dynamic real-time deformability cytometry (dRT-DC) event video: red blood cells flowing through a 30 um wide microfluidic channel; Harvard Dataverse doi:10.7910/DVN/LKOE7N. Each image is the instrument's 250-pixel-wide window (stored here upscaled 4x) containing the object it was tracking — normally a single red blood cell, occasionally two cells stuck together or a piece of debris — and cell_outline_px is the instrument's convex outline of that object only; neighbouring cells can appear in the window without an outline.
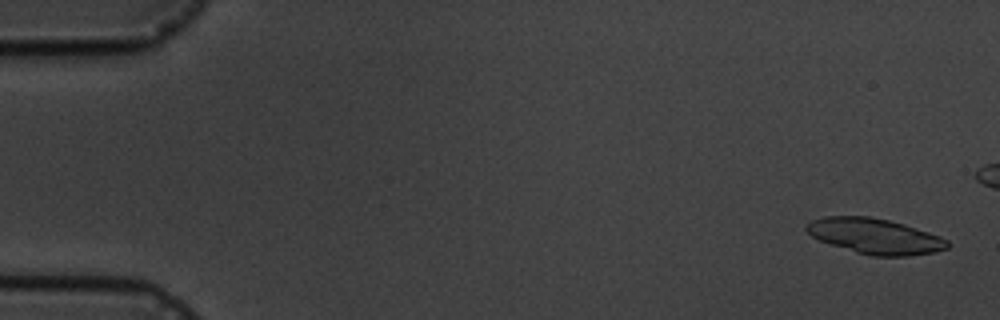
{"species": "common noctule bat (a hibernating species)", "species_latin": "Nyctalus noctula", "temperature_condition": "cold", "stored_images_in_passage": 11, "camera_frame_rate_fps": 3000, "um_per_image_px": 0.085, "animal": {"sex": "male", "body_mass_g": 19.5, "forearm_length_mm": 54.6}, "frame": {"image": 1, "passage_image": 1, "time_ms": 0.0, "image_size_px": [1000, 320], "cell_outline_px": [[948, 248], [936, 252], [908, 256], [872, 256], [856, 252], [820, 240], [812, 236], [804, 228], [812, 220], [824, 216], [868, 216], [888, 220], [904, 224], [940, 236], [948, 240]], "centroid_in_image_um": [74.39, 20.07], "position_along_channel_um": 10.6, "area_um2": 28.9}}
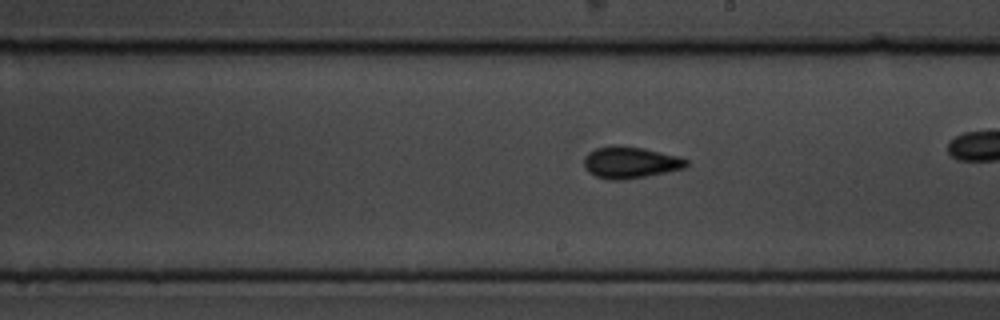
{"frame": {"image": 2, "passage_image": 11, "time_ms": 12.333, "image_size_px": [1000, 320], "cell_outline_px": [[688, 164], [684, 168], [648, 176], [624, 180], [608, 180], [596, 176], [588, 172], [584, 168], [584, 156], [588, 152], [596, 148], [640, 148], [680, 156], [688, 160]], "centroid_in_image_um": [53.58, 13.86], "position_along_channel_um": 235.4, "area_um2": 18.38}}